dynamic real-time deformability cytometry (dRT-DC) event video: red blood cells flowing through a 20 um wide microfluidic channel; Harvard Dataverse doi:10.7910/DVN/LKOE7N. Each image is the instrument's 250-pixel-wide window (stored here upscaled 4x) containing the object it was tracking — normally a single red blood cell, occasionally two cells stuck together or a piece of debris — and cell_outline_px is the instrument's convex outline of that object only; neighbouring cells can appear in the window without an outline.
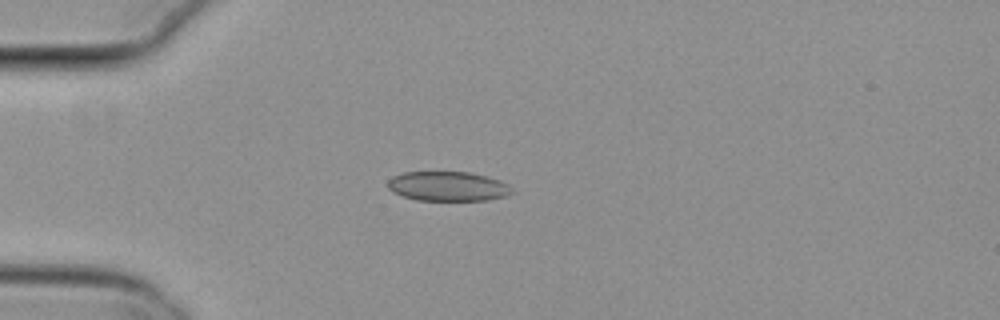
{"species": "common noctule bat (a hibernating species)", "species_latin": "Nyctalus noctula", "temperature_condition": "cold", "stored_images_in_passage": 5, "camera_frame_rate_fps": 3000, "um_per_image_px": 0.085, "animal": {"sex": "female", "body_mass_g": 29.2, "forearm_length_mm": 56.3}, "frame": {"image": 1, "passage_image": 3, "time_ms": 0.667, "image_size_px": [1000, 320], "cell_outline_px": [[516, 192], [508, 196], [488, 200], [416, 200], [392, 192], [388, 188], [388, 180], [392, 176], [404, 172], [472, 172], [488, 176], [500, 180], [508, 184]], "centroid_in_image_um": [38.12, 15.83], "position_along_channel_um": 46.9, "area_um2": 21.68}}
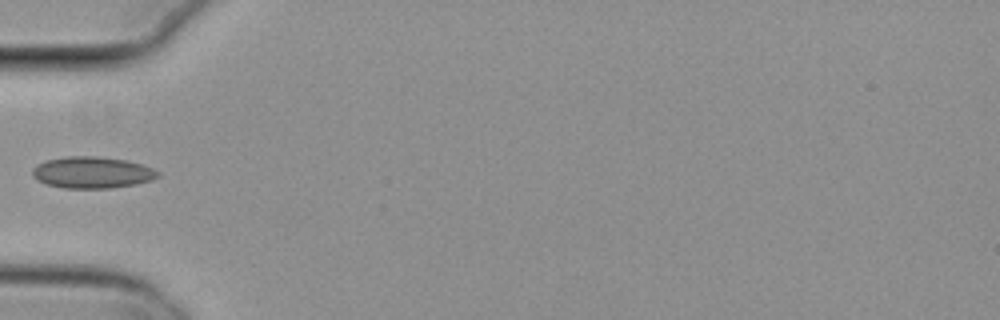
{"frame": {"image": 2, "passage_image": 4, "time_ms": 1.0, "image_size_px": [1000, 320], "cell_outline_px": [[160, 176], [152, 180], [136, 184], [112, 188], [64, 188], [48, 184], [36, 180], [32, 176], [32, 168], [36, 164], [48, 160], [64, 156], [100, 156], [128, 160], [152, 168], [160, 172]], "centroid_in_image_um": [7.84, 14.65], "position_along_channel_um": 77.2, "area_um2": 23.29}}
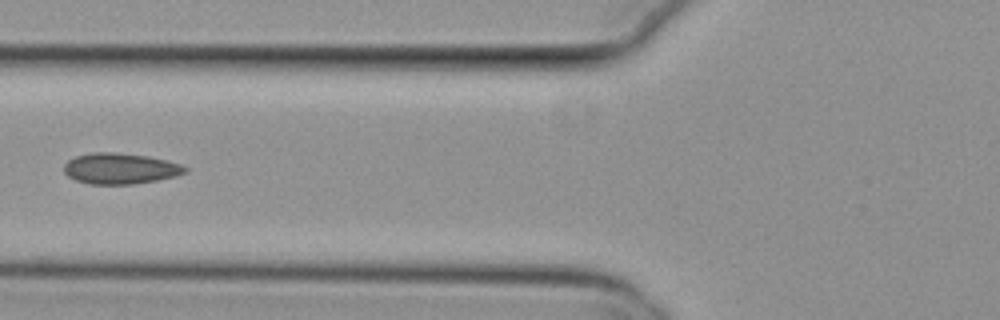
{"frame": {"image": 3, "passage_image": 5, "time_ms": 1.333, "image_size_px": [1000, 320], "cell_outline_px": [[188, 172], [176, 176], [156, 180], [132, 184], [88, 184], [76, 180], [68, 176], [64, 172], [64, 164], [68, 160], [76, 156], [92, 152], [116, 152], [148, 156], [180, 164], [188, 168]], "centroid_in_image_um": [10.21, 14.32], "position_along_channel_um": 115.6, "area_um2": 21.79}}